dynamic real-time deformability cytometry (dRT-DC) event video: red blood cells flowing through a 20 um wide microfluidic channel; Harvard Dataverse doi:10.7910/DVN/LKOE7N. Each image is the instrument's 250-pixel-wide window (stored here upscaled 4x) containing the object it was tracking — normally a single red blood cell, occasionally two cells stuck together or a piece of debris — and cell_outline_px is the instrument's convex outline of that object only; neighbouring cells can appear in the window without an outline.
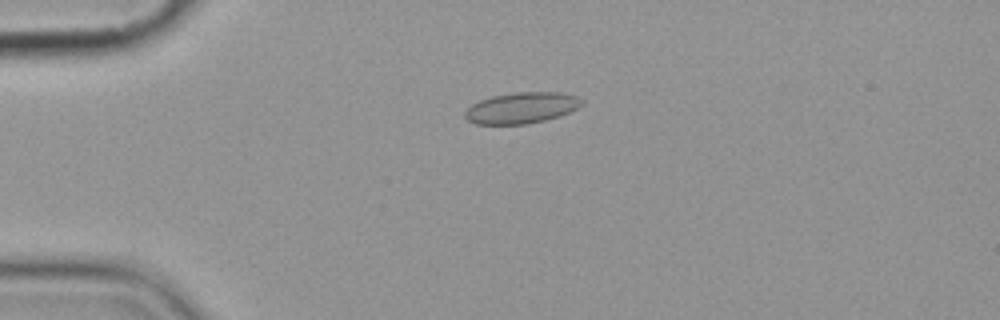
{"species": "common noctule bat (a hibernating species)", "species_latin": "Nyctalus noctula", "temperature_condition": "cold", "stored_images_in_passage": 3, "camera_frame_rate_fps": 3000, "um_per_image_px": 0.085, "animal": {"sex": "female", "body_mass_g": 19.9}, "frame": {"image": 1, "passage_image": 2, "time_ms": 1.333, "image_size_px": [1000, 320], "cell_outline_px": [[584, 104], [560, 116], [528, 124], [476, 124], [468, 120], [464, 116], [464, 112], [472, 104], [480, 100], [492, 96], [516, 92], [560, 92], [576, 96], [584, 100]], "centroid_in_image_um": [44.34, 9.16], "position_along_channel_um": 40.7, "area_um2": 21.15}}